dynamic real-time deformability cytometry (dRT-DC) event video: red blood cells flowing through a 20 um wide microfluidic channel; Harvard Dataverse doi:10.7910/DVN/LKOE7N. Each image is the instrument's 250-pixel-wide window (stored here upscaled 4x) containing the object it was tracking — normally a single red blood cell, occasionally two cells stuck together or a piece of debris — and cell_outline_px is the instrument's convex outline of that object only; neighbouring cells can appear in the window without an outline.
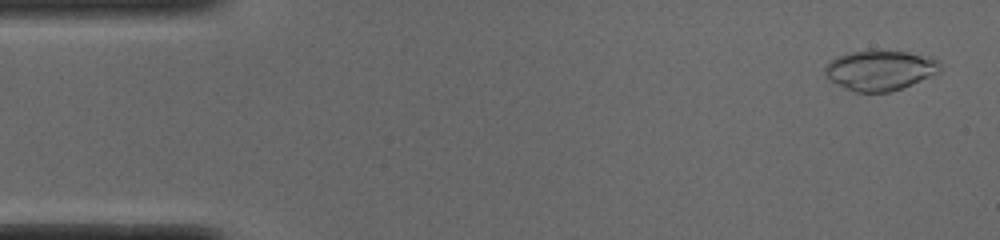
{"species": "common noctule bat (a hibernating species)", "species_latin": "Nyctalus noctula", "temperature_condition": "cold", "stored_images_in_passage": 51, "camera_frame_rate_fps": 3000, "um_per_image_px": 0.085, "animal": {"sex": "male", "body_mass_g": 19.0, "forearm_length_mm": 50.8}, "frame": {"image": 1, "passage_image": 2, "time_ms": 0.333, "image_size_px": [1000, 240], "cell_outline_px": [[940, 72], [900, 88], [888, 92], [856, 92], [836, 84], [828, 80], [824, 72], [824, 68], [836, 56], [848, 52], [868, 48], [908, 52], [932, 56], [940, 60]], "centroid_in_image_um": [74.79, 5.92], "position_along_channel_um": 10.2, "area_um2": 27.4}}
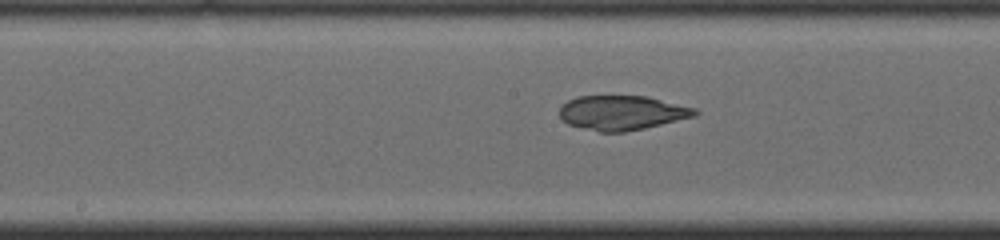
{"frame": {"image": 2, "passage_image": 25, "time_ms": 8.0, "image_size_px": [1000, 240], "cell_outline_px": [[700, 112], [696, 116], [644, 128], [624, 132], [600, 132], [568, 124], [560, 116], [560, 104], [576, 96], [648, 96], [696, 108]], "centroid_in_image_um": [52.88, 9.57], "position_along_channel_um": 195.3, "area_um2": 27.28}}
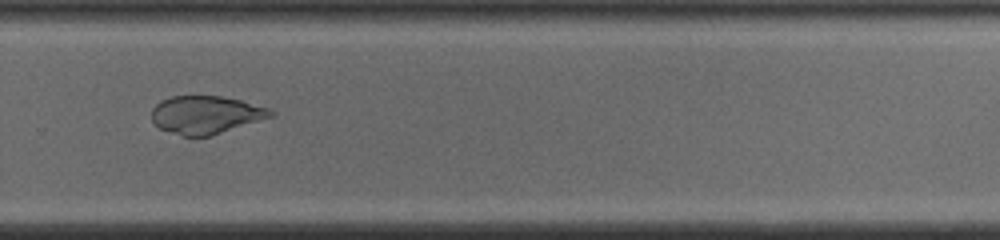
{"frame": {"image": 3, "passage_image": 34, "time_ms": 11.0, "image_size_px": [1000, 240], "cell_outline_px": [[276, 116], [208, 136], [184, 136], [160, 128], [152, 120], [152, 108], [160, 100], [172, 96], [220, 96], [240, 100], [272, 108], [276, 112]], "centroid_in_image_um": [17.55, 9.74], "position_along_channel_um": 312.2, "area_um2": 26.36}, "authors_computed_cell_mechanics": {"area_um2": 27.744, "velocity_mm_per_s": 3.9046, "shape_relaxation_time_tau1_ms": null, "shape_relaxation_time_tau2_ms": 2.0911, "deformation_change_tau1": null, "deformation_change_tau2": 0.0589}}